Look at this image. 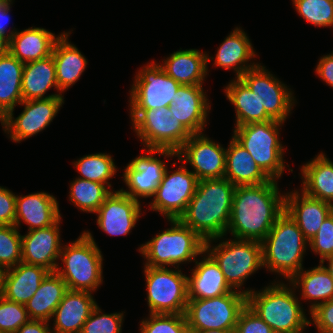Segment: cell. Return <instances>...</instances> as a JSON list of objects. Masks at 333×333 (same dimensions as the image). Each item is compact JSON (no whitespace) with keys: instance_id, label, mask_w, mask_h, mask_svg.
<instances>
[{"instance_id":"obj_1","label":"cell","mask_w":333,"mask_h":333,"mask_svg":"<svg viewBox=\"0 0 333 333\" xmlns=\"http://www.w3.org/2000/svg\"><path fill=\"white\" fill-rule=\"evenodd\" d=\"M278 180L260 185L236 186L226 234L232 238L262 242L285 211V193Z\"/></svg>"},{"instance_id":"obj_2","label":"cell","mask_w":333,"mask_h":333,"mask_svg":"<svg viewBox=\"0 0 333 333\" xmlns=\"http://www.w3.org/2000/svg\"><path fill=\"white\" fill-rule=\"evenodd\" d=\"M235 188L226 178L200 180L179 219L204 241L226 236Z\"/></svg>"},{"instance_id":"obj_3","label":"cell","mask_w":333,"mask_h":333,"mask_svg":"<svg viewBox=\"0 0 333 333\" xmlns=\"http://www.w3.org/2000/svg\"><path fill=\"white\" fill-rule=\"evenodd\" d=\"M295 291L290 282L274 280L247 294V305L274 333H304L310 321Z\"/></svg>"},{"instance_id":"obj_4","label":"cell","mask_w":333,"mask_h":333,"mask_svg":"<svg viewBox=\"0 0 333 333\" xmlns=\"http://www.w3.org/2000/svg\"><path fill=\"white\" fill-rule=\"evenodd\" d=\"M262 243L263 268L289 281L303 267L309 241L296 222L284 211Z\"/></svg>"},{"instance_id":"obj_5","label":"cell","mask_w":333,"mask_h":333,"mask_svg":"<svg viewBox=\"0 0 333 333\" xmlns=\"http://www.w3.org/2000/svg\"><path fill=\"white\" fill-rule=\"evenodd\" d=\"M171 227L157 233L138 250L144 266L180 268V264L195 262L205 251V241L180 219H167Z\"/></svg>"},{"instance_id":"obj_6","label":"cell","mask_w":333,"mask_h":333,"mask_svg":"<svg viewBox=\"0 0 333 333\" xmlns=\"http://www.w3.org/2000/svg\"><path fill=\"white\" fill-rule=\"evenodd\" d=\"M61 259V260H60ZM55 272L66 283L68 290L93 293L103 283V255L90 231L72 243L62 245Z\"/></svg>"},{"instance_id":"obj_7","label":"cell","mask_w":333,"mask_h":333,"mask_svg":"<svg viewBox=\"0 0 333 333\" xmlns=\"http://www.w3.org/2000/svg\"><path fill=\"white\" fill-rule=\"evenodd\" d=\"M224 238L206 240L205 251L219 265L229 286L247 295L254 289L241 287L249 276L263 268L262 243L235 238L224 241ZM212 242L217 244L212 246Z\"/></svg>"},{"instance_id":"obj_8","label":"cell","mask_w":333,"mask_h":333,"mask_svg":"<svg viewBox=\"0 0 333 333\" xmlns=\"http://www.w3.org/2000/svg\"><path fill=\"white\" fill-rule=\"evenodd\" d=\"M282 122L270 120L234 127L233 137L249 152L258 167L270 178L279 180L286 165L280 142Z\"/></svg>"},{"instance_id":"obj_9","label":"cell","mask_w":333,"mask_h":333,"mask_svg":"<svg viewBox=\"0 0 333 333\" xmlns=\"http://www.w3.org/2000/svg\"><path fill=\"white\" fill-rule=\"evenodd\" d=\"M246 305L247 295L237 290L219 297L188 299L184 314L188 331H234Z\"/></svg>"},{"instance_id":"obj_10","label":"cell","mask_w":333,"mask_h":333,"mask_svg":"<svg viewBox=\"0 0 333 333\" xmlns=\"http://www.w3.org/2000/svg\"><path fill=\"white\" fill-rule=\"evenodd\" d=\"M132 128L144 148L168 149L177 152L191 133L172 117L168 107L130 110Z\"/></svg>"},{"instance_id":"obj_11","label":"cell","mask_w":333,"mask_h":333,"mask_svg":"<svg viewBox=\"0 0 333 333\" xmlns=\"http://www.w3.org/2000/svg\"><path fill=\"white\" fill-rule=\"evenodd\" d=\"M149 314H185L187 275L181 268L144 266Z\"/></svg>"},{"instance_id":"obj_12","label":"cell","mask_w":333,"mask_h":333,"mask_svg":"<svg viewBox=\"0 0 333 333\" xmlns=\"http://www.w3.org/2000/svg\"><path fill=\"white\" fill-rule=\"evenodd\" d=\"M130 88L129 110L169 107L180 83L167 75L155 61L138 70Z\"/></svg>"},{"instance_id":"obj_13","label":"cell","mask_w":333,"mask_h":333,"mask_svg":"<svg viewBox=\"0 0 333 333\" xmlns=\"http://www.w3.org/2000/svg\"><path fill=\"white\" fill-rule=\"evenodd\" d=\"M239 79L254 92L272 120L285 123L296 104L294 92L289 86L261 63L247 70Z\"/></svg>"},{"instance_id":"obj_14","label":"cell","mask_w":333,"mask_h":333,"mask_svg":"<svg viewBox=\"0 0 333 333\" xmlns=\"http://www.w3.org/2000/svg\"><path fill=\"white\" fill-rule=\"evenodd\" d=\"M198 182V178L182 162L173 172L166 168L149 209L160 213L166 220L179 219L196 192Z\"/></svg>"},{"instance_id":"obj_15","label":"cell","mask_w":333,"mask_h":333,"mask_svg":"<svg viewBox=\"0 0 333 333\" xmlns=\"http://www.w3.org/2000/svg\"><path fill=\"white\" fill-rule=\"evenodd\" d=\"M147 154H142L131 160L123 172V181L128 187L120 189L124 194L140 202V198H152L160 184L167 168L164 158L176 157L177 152L168 149L142 148Z\"/></svg>"},{"instance_id":"obj_16","label":"cell","mask_w":333,"mask_h":333,"mask_svg":"<svg viewBox=\"0 0 333 333\" xmlns=\"http://www.w3.org/2000/svg\"><path fill=\"white\" fill-rule=\"evenodd\" d=\"M64 101V96L23 100L19 104L24 106L21 114L15 118L13 109L0 120V123L8 138L20 143L46 129L53 122Z\"/></svg>"},{"instance_id":"obj_17","label":"cell","mask_w":333,"mask_h":333,"mask_svg":"<svg viewBox=\"0 0 333 333\" xmlns=\"http://www.w3.org/2000/svg\"><path fill=\"white\" fill-rule=\"evenodd\" d=\"M182 163L190 164V170L198 180L220 179L225 175L226 148L205 134H192L177 151Z\"/></svg>"},{"instance_id":"obj_18","label":"cell","mask_w":333,"mask_h":333,"mask_svg":"<svg viewBox=\"0 0 333 333\" xmlns=\"http://www.w3.org/2000/svg\"><path fill=\"white\" fill-rule=\"evenodd\" d=\"M97 225L110 236H122L131 233L141 216V202L124 194L113 191L95 213Z\"/></svg>"},{"instance_id":"obj_19","label":"cell","mask_w":333,"mask_h":333,"mask_svg":"<svg viewBox=\"0 0 333 333\" xmlns=\"http://www.w3.org/2000/svg\"><path fill=\"white\" fill-rule=\"evenodd\" d=\"M203 85H180L172 104L168 107L191 134L203 133L211 109Z\"/></svg>"},{"instance_id":"obj_20","label":"cell","mask_w":333,"mask_h":333,"mask_svg":"<svg viewBox=\"0 0 333 333\" xmlns=\"http://www.w3.org/2000/svg\"><path fill=\"white\" fill-rule=\"evenodd\" d=\"M61 218L52 226L28 231L21 235L22 262L30 265L45 267L55 272L59 264L62 248L60 236Z\"/></svg>"},{"instance_id":"obj_21","label":"cell","mask_w":333,"mask_h":333,"mask_svg":"<svg viewBox=\"0 0 333 333\" xmlns=\"http://www.w3.org/2000/svg\"><path fill=\"white\" fill-rule=\"evenodd\" d=\"M59 203L48 192L16 195V215L14 225L19 229L21 223L28 225V231L54 225L61 217Z\"/></svg>"},{"instance_id":"obj_22","label":"cell","mask_w":333,"mask_h":333,"mask_svg":"<svg viewBox=\"0 0 333 333\" xmlns=\"http://www.w3.org/2000/svg\"><path fill=\"white\" fill-rule=\"evenodd\" d=\"M285 211L296 222L305 238L310 241L322 222L333 212V205L307 196L299 189L285 193Z\"/></svg>"},{"instance_id":"obj_23","label":"cell","mask_w":333,"mask_h":333,"mask_svg":"<svg viewBox=\"0 0 333 333\" xmlns=\"http://www.w3.org/2000/svg\"><path fill=\"white\" fill-rule=\"evenodd\" d=\"M96 305L91 292L68 290L51 318L52 333H81Z\"/></svg>"},{"instance_id":"obj_24","label":"cell","mask_w":333,"mask_h":333,"mask_svg":"<svg viewBox=\"0 0 333 333\" xmlns=\"http://www.w3.org/2000/svg\"><path fill=\"white\" fill-rule=\"evenodd\" d=\"M252 45L247 33L241 27H236L218 47L215 59L207 54V62L214 60V66L225 70L232 69L235 71L236 79L240 78L247 70L258 64V62L249 63L257 54Z\"/></svg>"},{"instance_id":"obj_25","label":"cell","mask_w":333,"mask_h":333,"mask_svg":"<svg viewBox=\"0 0 333 333\" xmlns=\"http://www.w3.org/2000/svg\"><path fill=\"white\" fill-rule=\"evenodd\" d=\"M196 259L191 276H187L188 299H206L230 293L233 289L226 282L219 265L206 252Z\"/></svg>"},{"instance_id":"obj_26","label":"cell","mask_w":333,"mask_h":333,"mask_svg":"<svg viewBox=\"0 0 333 333\" xmlns=\"http://www.w3.org/2000/svg\"><path fill=\"white\" fill-rule=\"evenodd\" d=\"M40 27L16 31L8 41V52L18 61L28 63L52 55L56 41L61 37Z\"/></svg>"},{"instance_id":"obj_27","label":"cell","mask_w":333,"mask_h":333,"mask_svg":"<svg viewBox=\"0 0 333 333\" xmlns=\"http://www.w3.org/2000/svg\"><path fill=\"white\" fill-rule=\"evenodd\" d=\"M158 64L181 85H203L209 72L207 52L198 49L180 48Z\"/></svg>"},{"instance_id":"obj_28","label":"cell","mask_w":333,"mask_h":333,"mask_svg":"<svg viewBox=\"0 0 333 333\" xmlns=\"http://www.w3.org/2000/svg\"><path fill=\"white\" fill-rule=\"evenodd\" d=\"M70 34V31L63 32L52 52L57 85L62 93L75 85L88 64L81 51L69 41Z\"/></svg>"},{"instance_id":"obj_29","label":"cell","mask_w":333,"mask_h":333,"mask_svg":"<svg viewBox=\"0 0 333 333\" xmlns=\"http://www.w3.org/2000/svg\"><path fill=\"white\" fill-rule=\"evenodd\" d=\"M49 272L45 267L23 262H20L15 267L6 269L3 297L26 305Z\"/></svg>"},{"instance_id":"obj_30","label":"cell","mask_w":333,"mask_h":333,"mask_svg":"<svg viewBox=\"0 0 333 333\" xmlns=\"http://www.w3.org/2000/svg\"><path fill=\"white\" fill-rule=\"evenodd\" d=\"M224 178L235 186L260 185L270 180L233 136L226 148Z\"/></svg>"},{"instance_id":"obj_31","label":"cell","mask_w":333,"mask_h":333,"mask_svg":"<svg viewBox=\"0 0 333 333\" xmlns=\"http://www.w3.org/2000/svg\"><path fill=\"white\" fill-rule=\"evenodd\" d=\"M57 92L45 96L50 88ZM56 80V71L53 56L39 59L24 64L22 73V98L23 100L48 99L63 96Z\"/></svg>"},{"instance_id":"obj_32","label":"cell","mask_w":333,"mask_h":333,"mask_svg":"<svg viewBox=\"0 0 333 333\" xmlns=\"http://www.w3.org/2000/svg\"><path fill=\"white\" fill-rule=\"evenodd\" d=\"M290 282L294 289L300 288V301H309V311L317 305L333 299V277L324 263L305 270L304 268L294 275Z\"/></svg>"},{"instance_id":"obj_33","label":"cell","mask_w":333,"mask_h":333,"mask_svg":"<svg viewBox=\"0 0 333 333\" xmlns=\"http://www.w3.org/2000/svg\"><path fill=\"white\" fill-rule=\"evenodd\" d=\"M300 174L301 191L333 205V162L323 152L303 164Z\"/></svg>"},{"instance_id":"obj_34","label":"cell","mask_w":333,"mask_h":333,"mask_svg":"<svg viewBox=\"0 0 333 333\" xmlns=\"http://www.w3.org/2000/svg\"><path fill=\"white\" fill-rule=\"evenodd\" d=\"M67 291L63 279L56 272H49L25 305L30 320L50 322L56 307Z\"/></svg>"},{"instance_id":"obj_35","label":"cell","mask_w":333,"mask_h":333,"mask_svg":"<svg viewBox=\"0 0 333 333\" xmlns=\"http://www.w3.org/2000/svg\"><path fill=\"white\" fill-rule=\"evenodd\" d=\"M224 92L235 109V127L272 120L266 114L264 107H261L254 92L239 78L230 80L224 88Z\"/></svg>"},{"instance_id":"obj_36","label":"cell","mask_w":333,"mask_h":333,"mask_svg":"<svg viewBox=\"0 0 333 333\" xmlns=\"http://www.w3.org/2000/svg\"><path fill=\"white\" fill-rule=\"evenodd\" d=\"M23 67L8 51L0 56V120L23 101Z\"/></svg>"},{"instance_id":"obj_37","label":"cell","mask_w":333,"mask_h":333,"mask_svg":"<svg viewBox=\"0 0 333 333\" xmlns=\"http://www.w3.org/2000/svg\"><path fill=\"white\" fill-rule=\"evenodd\" d=\"M113 191L105 184L76 178L70 183L69 201L79 210L95 214Z\"/></svg>"},{"instance_id":"obj_38","label":"cell","mask_w":333,"mask_h":333,"mask_svg":"<svg viewBox=\"0 0 333 333\" xmlns=\"http://www.w3.org/2000/svg\"><path fill=\"white\" fill-rule=\"evenodd\" d=\"M73 164L80 174L77 178L99 182L107 185L110 189L112 185L108 181L118 171L113 157L107 153L88 154L80 157Z\"/></svg>"},{"instance_id":"obj_39","label":"cell","mask_w":333,"mask_h":333,"mask_svg":"<svg viewBox=\"0 0 333 333\" xmlns=\"http://www.w3.org/2000/svg\"><path fill=\"white\" fill-rule=\"evenodd\" d=\"M299 16L316 27L333 28V0H292Z\"/></svg>"},{"instance_id":"obj_40","label":"cell","mask_w":333,"mask_h":333,"mask_svg":"<svg viewBox=\"0 0 333 333\" xmlns=\"http://www.w3.org/2000/svg\"><path fill=\"white\" fill-rule=\"evenodd\" d=\"M22 262L21 234L15 225H0V266L9 269Z\"/></svg>"},{"instance_id":"obj_41","label":"cell","mask_w":333,"mask_h":333,"mask_svg":"<svg viewBox=\"0 0 333 333\" xmlns=\"http://www.w3.org/2000/svg\"><path fill=\"white\" fill-rule=\"evenodd\" d=\"M140 333H189L184 314H149L140 322Z\"/></svg>"},{"instance_id":"obj_42","label":"cell","mask_w":333,"mask_h":333,"mask_svg":"<svg viewBox=\"0 0 333 333\" xmlns=\"http://www.w3.org/2000/svg\"><path fill=\"white\" fill-rule=\"evenodd\" d=\"M124 313H102L97 304L84 323L81 333H122Z\"/></svg>"},{"instance_id":"obj_43","label":"cell","mask_w":333,"mask_h":333,"mask_svg":"<svg viewBox=\"0 0 333 333\" xmlns=\"http://www.w3.org/2000/svg\"><path fill=\"white\" fill-rule=\"evenodd\" d=\"M30 320L25 305L10 301L0 296V331L15 333Z\"/></svg>"},{"instance_id":"obj_44","label":"cell","mask_w":333,"mask_h":333,"mask_svg":"<svg viewBox=\"0 0 333 333\" xmlns=\"http://www.w3.org/2000/svg\"><path fill=\"white\" fill-rule=\"evenodd\" d=\"M314 254L320 255L319 263L333 257V212L322 222L316 235L309 241V247Z\"/></svg>"},{"instance_id":"obj_45","label":"cell","mask_w":333,"mask_h":333,"mask_svg":"<svg viewBox=\"0 0 333 333\" xmlns=\"http://www.w3.org/2000/svg\"><path fill=\"white\" fill-rule=\"evenodd\" d=\"M236 333H274L248 305L240 312L234 330Z\"/></svg>"},{"instance_id":"obj_46","label":"cell","mask_w":333,"mask_h":333,"mask_svg":"<svg viewBox=\"0 0 333 333\" xmlns=\"http://www.w3.org/2000/svg\"><path fill=\"white\" fill-rule=\"evenodd\" d=\"M309 313V324H313L318 333H333V299L317 305Z\"/></svg>"},{"instance_id":"obj_47","label":"cell","mask_w":333,"mask_h":333,"mask_svg":"<svg viewBox=\"0 0 333 333\" xmlns=\"http://www.w3.org/2000/svg\"><path fill=\"white\" fill-rule=\"evenodd\" d=\"M16 215V195L0 186V225H14Z\"/></svg>"},{"instance_id":"obj_48","label":"cell","mask_w":333,"mask_h":333,"mask_svg":"<svg viewBox=\"0 0 333 333\" xmlns=\"http://www.w3.org/2000/svg\"><path fill=\"white\" fill-rule=\"evenodd\" d=\"M315 72L326 85L333 88V52L320 57Z\"/></svg>"},{"instance_id":"obj_49","label":"cell","mask_w":333,"mask_h":333,"mask_svg":"<svg viewBox=\"0 0 333 333\" xmlns=\"http://www.w3.org/2000/svg\"><path fill=\"white\" fill-rule=\"evenodd\" d=\"M14 0H2L0 1V36L5 38L7 41L10 40L11 36L17 31L14 27L7 32V25L10 21L9 12L11 11V4Z\"/></svg>"},{"instance_id":"obj_50","label":"cell","mask_w":333,"mask_h":333,"mask_svg":"<svg viewBox=\"0 0 333 333\" xmlns=\"http://www.w3.org/2000/svg\"><path fill=\"white\" fill-rule=\"evenodd\" d=\"M15 333H52L49 322L42 320H29L24 323Z\"/></svg>"},{"instance_id":"obj_51","label":"cell","mask_w":333,"mask_h":333,"mask_svg":"<svg viewBox=\"0 0 333 333\" xmlns=\"http://www.w3.org/2000/svg\"><path fill=\"white\" fill-rule=\"evenodd\" d=\"M8 51V41L0 36V56Z\"/></svg>"},{"instance_id":"obj_52","label":"cell","mask_w":333,"mask_h":333,"mask_svg":"<svg viewBox=\"0 0 333 333\" xmlns=\"http://www.w3.org/2000/svg\"><path fill=\"white\" fill-rule=\"evenodd\" d=\"M6 269L0 266V296H3Z\"/></svg>"},{"instance_id":"obj_53","label":"cell","mask_w":333,"mask_h":333,"mask_svg":"<svg viewBox=\"0 0 333 333\" xmlns=\"http://www.w3.org/2000/svg\"><path fill=\"white\" fill-rule=\"evenodd\" d=\"M233 331L224 330H200V331H189V333H232Z\"/></svg>"},{"instance_id":"obj_54","label":"cell","mask_w":333,"mask_h":333,"mask_svg":"<svg viewBox=\"0 0 333 333\" xmlns=\"http://www.w3.org/2000/svg\"><path fill=\"white\" fill-rule=\"evenodd\" d=\"M325 261L328 262L327 265H325V267L329 270L331 276L333 277V257L328 258Z\"/></svg>"}]
</instances>
